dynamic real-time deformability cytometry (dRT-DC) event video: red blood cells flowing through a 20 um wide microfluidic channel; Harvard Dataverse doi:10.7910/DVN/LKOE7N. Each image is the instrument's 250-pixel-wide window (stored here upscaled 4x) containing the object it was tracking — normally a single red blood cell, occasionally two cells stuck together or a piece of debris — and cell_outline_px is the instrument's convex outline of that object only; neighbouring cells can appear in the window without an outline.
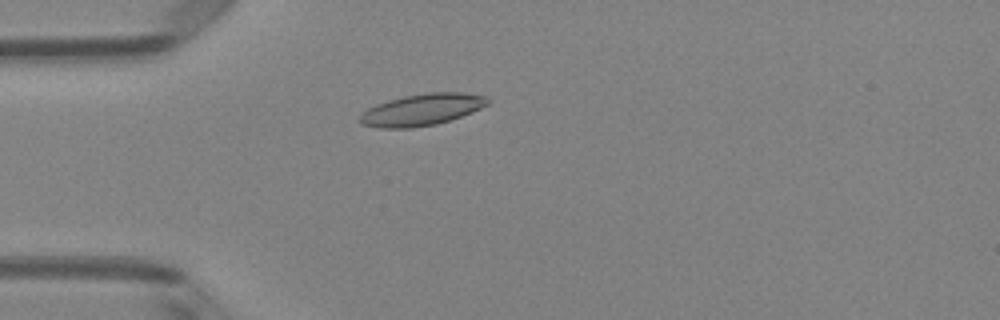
{"species": "Egyptian fruit bat (a non-hibernating species)", "species_latin": "Rousettus aegyptiacus", "temperature_condition": "room temperature", "stored_images_in_passage": 50, "camera_frame_rate_fps": 3000, "um_per_image_px": 0.085, "animal": {"sex": "female"}, "frame": {"image": 1, "passage_image": 13, "time_ms": 4.0, "image_size_px": [1000, 320], "cell_outline_px": [[492, 100], [488, 104], [472, 112], [436, 124], [412, 128], [380, 128], [360, 124], [356, 120], [368, 108], [376, 104], [388, 100], [404, 96], [424, 92], [464, 92], [488, 96]], "centroid_in_image_um": [35.86, 9.31], "position_along_channel_um": 49.1, "area_um2": 23.81}}
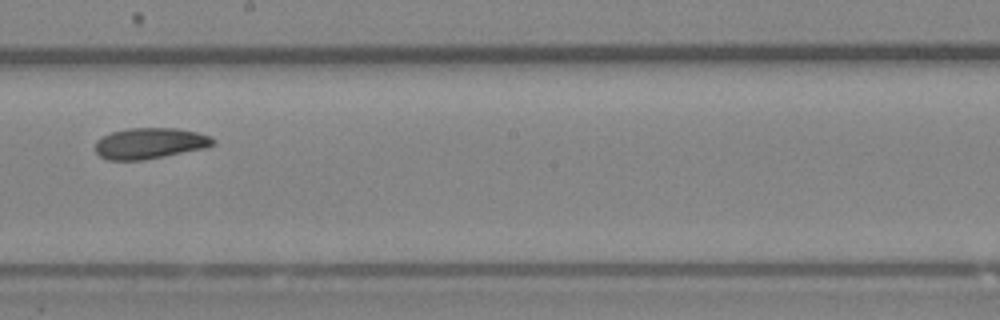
{"frame": {"image": 2, "passage_image": 28, "time_ms": 9.0, "image_size_px": [1000, 320], "cell_outline_px": [[216, 140], [208, 148], [144, 160], [108, 160], [100, 156], [96, 152], [96, 140], [112, 132], [128, 128], [180, 128], [212, 136]], "centroid_in_image_um": [12.78, 12.18], "position_along_channel_um": 235.4, "area_um2": 21.39}}
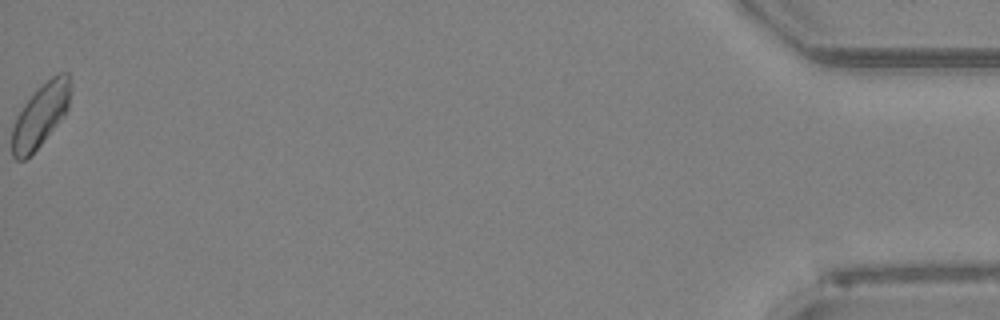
{"frame": {"image": 3, "passage_image": 50, "time_ms": 16.333, "image_size_px": [1000, 320], "cell_outline_px": [[72, 88], [68, 108], [64, 116], [40, 144], [24, 160], [16, 160], [12, 156], [12, 128], [16, 116], [24, 104], [36, 88], [56, 72], [68, 72], [72, 80]], "centroid_in_image_um": [3.47, 9.72], "position_along_channel_um": 431.7, "area_um2": 21.79}, "authors_computed_cell_mechanics": {"area_um2": 21.5883, "velocity_mm_per_s": 4.0152, "shape_relaxation_time_tau1_ms": null, "shape_relaxation_time_tau2_ms": 4.5232, "deformation_change_tau1": null, "deformation_change_tau2": 0.0857}}